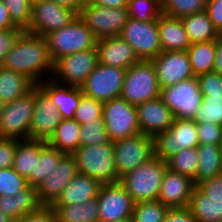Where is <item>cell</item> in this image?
<instances>
[{
    "instance_id": "obj_1",
    "label": "cell",
    "mask_w": 222,
    "mask_h": 222,
    "mask_svg": "<svg viewBox=\"0 0 222 222\" xmlns=\"http://www.w3.org/2000/svg\"><path fill=\"white\" fill-rule=\"evenodd\" d=\"M53 63L45 37L24 30L1 65L24 74L38 85L51 78Z\"/></svg>"
},
{
    "instance_id": "obj_2",
    "label": "cell",
    "mask_w": 222,
    "mask_h": 222,
    "mask_svg": "<svg viewBox=\"0 0 222 222\" xmlns=\"http://www.w3.org/2000/svg\"><path fill=\"white\" fill-rule=\"evenodd\" d=\"M166 169L167 163L154 156L120 177L119 183L130 194L134 203L156 201Z\"/></svg>"
},
{
    "instance_id": "obj_3",
    "label": "cell",
    "mask_w": 222,
    "mask_h": 222,
    "mask_svg": "<svg viewBox=\"0 0 222 222\" xmlns=\"http://www.w3.org/2000/svg\"><path fill=\"white\" fill-rule=\"evenodd\" d=\"M72 156L75 158L78 173L93 177L101 184L120 182L112 142L80 146Z\"/></svg>"
},
{
    "instance_id": "obj_4",
    "label": "cell",
    "mask_w": 222,
    "mask_h": 222,
    "mask_svg": "<svg viewBox=\"0 0 222 222\" xmlns=\"http://www.w3.org/2000/svg\"><path fill=\"white\" fill-rule=\"evenodd\" d=\"M44 37L53 62L76 52L95 49L98 40L79 15L67 26Z\"/></svg>"
},
{
    "instance_id": "obj_5",
    "label": "cell",
    "mask_w": 222,
    "mask_h": 222,
    "mask_svg": "<svg viewBox=\"0 0 222 222\" xmlns=\"http://www.w3.org/2000/svg\"><path fill=\"white\" fill-rule=\"evenodd\" d=\"M160 85L151 60H140L126 69L120 97L134 106L160 97Z\"/></svg>"
},
{
    "instance_id": "obj_6",
    "label": "cell",
    "mask_w": 222,
    "mask_h": 222,
    "mask_svg": "<svg viewBox=\"0 0 222 222\" xmlns=\"http://www.w3.org/2000/svg\"><path fill=\"white\" fill-rule=\"evenodd\" d=\"M35 106V86L25 95L6 103L0 117V138L30 139Z\"/></svg>"
},
{
    "instance_id": "obj_7",
    "label": "cell",
    "mask_w": 222,
    "mask_h": 222,
    "mask_svg": "<svg viewBox=\"0 0 222 222\" xmlns=\"http://www.w3.org/2000/svg\"><path fill=\"white\" fill-rule=\"evenodd\" d=\"M198 145L197 123L194 120L175 118L168 130L154 137L155 156L165 162L180 150L197 148Z\"/></svg>"
},
{
    "instance_id": "obj_8",
    "label": "cell",
    "mask_w": 222,
    "mask_h": 222,
    "mask_svg": "<svg viewBox=\"0 0 222 222\" xmlns=\"http://www.w3.org/2000/svg\"><path fill=\"white\" fill-rule=\"evenodd\" d=\"M160 98L172 111L174 118L194 120L202 104L203 95L195 76L161 88Z\"/></svg>"
},
{
    "instance_id": "obj_9",
    "label": "cell",
    "mask_w": 222,
    "mask_h": 222,
    "mask_svg": "<svg viewBox=\"0 0 222 222\" xmlns=\"http://www.w3.org/2000/svg\"><path fill=\"white\" fill-rule=\"evenodd\" d=\"M102 118L111 142L140 133L136 107L121 97L103 104Z\"/></svg>"
},
{
    "instance_id": "obj_10",
    "label": "cell",
    "mask_w": 222,
    "mask_h": 222,
    "mask_svg": "<svg viewBox=\"0 0 222 222\" xmlns=\"http://www.w3.org/2000/svg\"><path fill=\"white\" fill-rule=\"evenodd\" d=\"M112 143L119 177L155 156L154 137L141 132Z\"/></svg>"
},
{
    "instance_id": "obj_11",
    "label": "cell",
    "mask_w": 222,
    "mask_h": 222,
    "mask_svg": "<svg viewBox=\"0 0 222 222\" xmlns=\"http://www.w3.org/2000/svg\"><path fill=\"white\" fill-rule=\"evenodd\" d=\"M79 16L97 39L119 36L129 19L127 7H103L89 4L87 1Z\"/></svg>"
},
{
    "instance_id": "obj_12",
    "label": "cell",
    "mask_w": 222,
    "mask_h": 222,
    "mask_svg": "<svg viewBox=\"0 0 222 222\" xmlns=\"http://www.w3.org/2000/svg\"><path fill=\"white\" fill-rule=\"evenodd\" d=\"M126 69L98 63L80 86L82 93L102 103L120 97Z\"/></svg>"
},
{
    "instance_id": "obj_13",
    "label": "cell",
    "mask_w": 222,
    "mask_h": 222,
    "mask_svg": "<svg viewBox=\"0 0 222 222\" xmlns=\"http://www.w3.org/2000/svg\"><path fill=\"white\" fill-rule=\"evenodd\" d=\"M98 64L97 49L76 52L54 61L51 79L80 87Z\"/></svg>"
},
{
    "instance_id": "obj_14",
    "label": "cell",
    "mask_w": 222,
    "mask_h": 222,
    "mask_svg": "<svg viewBox=\"0 0 222 222\" xmlns=\"http://www.w3.org/2000/svg\"><path fill=\"white\" fill-rule=\"evenodd\" d=\"M119 36L132 46L140 60H151L162 52L158 20L139 21L129 18Z\"/></svg>"
},
{
    "instance_id": "obj_15",
    "label": "cell",
    "mask_w": 222,
    "mask_h": 222,
    "mask_svg": "<svg viewBox=\"0 0 222 222\" xmlns=\"http://www.w3.org/2000/svg\"><path fill=\"white\" fill-rule=\"evenodd\" d=\"M79 14L52 0H40L31 5L29 33L45 36L67 26Z\"/></svg>"
},
{
    "instance_id": "obj_16",
    "label": "cell",
    "mask_w": 222,
    "mask_h": 222,
    "mask_svg": "<svg viewBox=\"0 0 222 222\" xmlns=\"http://www.w3.org/2000/svg\"><path fill=\"white\" fill-rule=\"evenodd\" d=\"M97 201L99 222H115L132 217L135 203L120 183L102 184Z\"/></svg>"
},
{
    "instance_id": "obj_17",
    "label": "cell",
    "mask_w": 222,
    "mask_h": 222,
    "mask_svg": "<svg viewBox=\"0 0 222 222\" xmlns=\"http://www.w3.org/2000/svg\"><path fill=\"white\" fill-rule=\"evenodd\" d=\"M160 88L195 77L186 51H162L151 59Z\"/></svg>"
},
{
    "instance_id": "obj_18",
    "label": "cell",
    "mask_w": 222,
    "mask_h": 222,
    "mask_svg": "<svg viewBox=\"0 0 222 222\" xmlns=\"http://www.w3.org/2000/svg\"><path fill=\"white\" fill-rule=\"evenodd\" d=\"M62 117L49 96L35 85V106L30 124V139L47 141Z\"/></svg>"
},
{
    "instance_id": "obj_19",
    "label": "cell",
    "mask_w": 222,
    "mask_h": 222,
    "mask_svg": "<svg viewBox=\"0 0 222 222\" xmlns=\"http://www.w3.org/2000/svg\"><path fill=\"white\" fill-rule=\"evenodd\" d=\"M77 173L75 158L72 155H65L58 166L37 186L36 191L40 203L43 206H51Z\"/></svg>"
},
{
    "instance_id": "obj_20",
    "label": "cell",
    "mask_w": 222,
    "mask_h": 222,
    "mask_svg": "<svg viewBox=\"0 0 222 222\" xmlns=\"http://www.w3.org/2000/svg\"><path fill=\"white\" fill-rule=\"evenodd\" d=\"M136 107L140 132L155 137L168 130L174 121L172 111L160 97L138 104Z\"/></svg>"
},
{
    "instance_id": "obj_21",
    "label": "cell",
    "mask_w": 222,
    "mask_h": 222,
    "mask_svg": "<svg viewBox=\"0 0 222 222\" xmlns=\"http://www.w3.org/2000/svg\"><path fill=\"white\" fill-rule=\"evenodd\" d=\"M194 187L193 180L167 168L160 186L158 201L168 208L188 207Z\"/></svg>"
},
{
    "instance_id": "obj_22",
    "label": "cell",
    "mask_w": 222,
    "mask_h": 222,
    "mask_svg": "<svg viewBox=\"0 0 222 222\" xmlns=\"http://www.w3.org/2000/svg\"><path fill=\"white\" fill-rule=\"evenodd\" d=\"M98 63L128 69L140 59L132 46L120 36L97 40Z\"/></svg>"
},
{
    "instance_id": "obj_23",
    "label": "cell",
    "mask_w": 222,
    "mask_h": 222,
    "mask_svg": "<svg viewBox=\"0 0 222 222\" xmlns=\"http://www.w3.org/2000/svg\"><path fill=\"white\" fill-rule=\"evenodd\" d=\"M38 86L49 96L62 119H74L82 91L80 87L62 84L48 78Z\"/></svg>"
},
{
    "instance_id": "obj_24",
    "label": "cell",
    "mask_w": 222,
    "mask_h": 222,
    "mask_svg": "<svg viewBox=\"0 0 222 222\" xmlns=\"http://www.w3.org/2000/svg\"><path fill=\"white\" fill-rule=\"evenodd\" d=\"M101 183L93 177L77 173L52 205L86 203L97 198Z\"/></svg>"
},
{
    "instance_id": "obj_25",
    "label": "cell",
    "mask_w": 222,
    "mask_h": 222,
    "mask_svg": "<svg viewBox=\"0 0 222 222\" xmlns=\"http://www.w3.org/2000/svg\"><path fill=\"white\" fill-rule=\"evenodd\" d=\"M158 31L162 51H186L191 45L181 18L162 14L158 19Z\"/></svg>"
},
{
    "instance_id": "obj_26",
    "label": "cell",
    "mask_w": 222,
    "mask_h": 222,
    "mask_svg": "<svg viewBox=\"0 0 222 222\" xmlns=\"http://www.w3.org/2000/svg\"><path fill=\"white\" fill-rule=\"evenodd\" d=\"M42 206L37 196L36 187L29 185L14 196H0V211L14 221L38 211Z\"/></svg>"
},
{
    "instance_id": "obj_27",
    "label": "cell",
    "mask_w": 222,
    "mask_h": 222,
    "mask_svg": "<svg viewBox=\"0 0 222 222\" xmlns=\"http://www.w3.org/2000/svg\"><path fill=\"white\" fill-rule=\"evenodd\" d=\"M35 84L24 74L0 65V100L5 104L28 93Z\"/></svg>"
},
{
    "instance_id": "obj_28",
    "label": "cell",
    "mask_w": 222,
    "mask_h": 222,
    "mask_svg": "<svg viewBox=\"0 0 222 222\" xmlns=\"http://www.w3.org/2000/svg\"><path fill=\"white\" fill-rule=\"evenodd\" d=\"M80 129L81 125L75 119H62L46 142L66 155H72L79 148Z\"/></svg>"
},
{
    "instance_id": "obj_29",
    "label": "cell",
    "mask_w": 222,
    "mask_h": 222,
    "mask_svg": "<svg viewBox=\"0 0 222 222\" xmlns=\"http://www.w3.org/2000/svg\"><path fill=\"white\" fill-rule=\"evenodd\" d=\"M56 222H99L97 198L86 203L51 205Z\"/></svg>"
},
{
    "instance_id": "obj_30",
    "label": "cell",
    "mask_w": 222,
    "mask_h": 222,
    "mask_svg": "<svg viewBox=\"0 0 222 222\" xmlns=\"http://www.w3.org/2000/svg\"><path fill=\"white\" fill-rule=\"evenodd\" d=\"M46 144L45 140H18L12 168L27 178L34 173L35 160H38L40 152Z\"/></svg>"
},
{
    "instance_id": "obj_31",
    "label": "cell",
    "mask_w": 222,
    "mask_h": 222,
    "mask_svg": "<svg viewBox=\"0 0 222 222\" xmlns=\"http://www.w3.org/2000/svg\"><path fill=\"white\" fill-rule=\"evenodd\" d=\"M181 21L191 43L216 40L221 36L206 11L183 16Z\"/></svg>"
},
{
    "instance_id": "obj_32",
    "label": "cell",
    "mask_w": 222,
    "mask_h": 222,
    "mask_svg": "<svg viewBox=\"0 0 222 222\" xmlns=\"http://www.w3.org/2000/svg\"><path fill=\"white\" fill-rule=\"evenodd\" d=\"M198 169L195 177V186L206 179L222 173V156L219 145H198Z\"/></svg>"
},
{
    "instance_id": "obj_33",
    "label": "cell",
    "mask_w": 222,
    "mask_h": 222,
    "mask_svg": "<svg viewBox=\"0 0 222 222\" xmlns=\"http://www.w3.org/2000/svg\"><path fill=\"white\" fill-rule=\"evenodd\" d=\"M188 209L196 222H222V203L213 202L196 186L193 188Z\"/></svg>"
},
{
    "instance_id": "obj_34",
    "label": "cell",
    "mask_w": 222,
    "mask_h": 222,
    "mask_svg": "<svg viewBox=\"0 0 222 222\" xmlns=\"http://www.w3.org/2000/svg\"><path fill=\"white\" fill-rule=\"evenodd\" d=\"M216 40L191 43L186 50L193 74L210 73L214 68Z\"/></svg>"
},
{
    "instance_id": "obj_35",
    "label": "cell",
    "mask_w": 222,
    "mask_h": 222,
    "mask_svg": "<svg viewBox=\"0 0 222 222\" xmlns=\"http://www.w3.org/2000/svg\"><path fill=\"white\" fill-rule=\"evenodd\" d=\"M66 154L58 149L46 144L35 160L34 173H31L26 179L29 186H39L51 171L58 166L61 159Z\"/></svg>"
},
{
    "instance_id": "obj_36",
    "label": "cell",
    "mask_w": 222,
    "mask_h": 222,
    "mask_svg": "<svg viewBox=\"0 0 222 222\" xmlns=\"http://www.w3.org/2000/svg\"><path fill=\"white\" fill-rule=\"evenodd\" d=\"M198 161L199 154L197 149L189 148L180 150L176 155L169 158L166 163L169 170L190 178L195 184Z\"/></svg>"
},
{
    "instance_id": "obj_37",
    "label": "cell",
    "mask_w": 222,
    "mask_h": 222,
    "mask_svg": "<svg viewBox=\"0 0 222 222\" xmlns=\"http://www.w3.org/2000/svg\"><path fill=\"white\" fill-rule=\"evenodd\" d=\"M207 0H161L163 15L181 18L205 11Z\"/></svg>"
},
{
    "instance_id": "obj_38",
    "label": "cell",
    "mask_w": 222,
    "mask_h": 222,
    "mask_svg": "<svg viewBox=\"0 0 222 222\" xmlns=\"http://www.w3.org/2000/svg\"><path fill=\"white\" fill-rule=\"evenodd\" d=\"M169 208L160 201H146L134 204L133 222H164Z\"/></svg>"
},
{
    "instance_id": "obj_39",
    "label": "cell",
    "mask_w": 222,
    "mask_h": 222,
    "mask_svg": "<svg viewBox=\"0 0 222 222\" xmlns=\"http://www.w3.org/2000/svg\"><path fill=\"white\" fill-rule=\"evenodd\" d=\"M127 11L129 18L139 21L158 20L162 15L161 0H129Z\"/></svg>"
},
{
    "instance_id": "obj_40",
    "label": "cell",
    "mask_w": 222,
    "mask_h": 222,
    "mask_svg": "<svg viewBox=\"0 0 222 222\" xmlns=\"http://www.w3.org/2000/svg\"><path fill=\"white\" fill-rule=\"evenodd\" d=\"M194 121L222 126V97H203Z\"/></svg>"
},
{
    "instance_id": "obj_41",
    "label": "cell",
    "mask_w": 222,
    "mask_h": 222,
    "mask_svg": "<svg viewBox=\"0 0 222 222\" xmlns=\"http://www.w3.org/2000/svg\"><path fill=\"white\" fill-rule=\"evenodd\" d=\"M110 142L104 121H91L81 125L79 147Z\"/></svg>"
},
{
    "instance_id": "obj_42",
    "label": "cell",
    "mask_w": 222,
    "mask_h": 222,
    "mask_svg": "<svg viewBox=\"0 0 222 222\" xmlns=\"http://www.w3.org/2000/svg\"><path fill=\"white\" fill-rule=\"evenodd\" d=\"M103 104L104 103L82 93L74 119L80 125L91 121H103Z\"/></svg>"
},
{
    "instance_id": "obj_43",
    "label": "cell",
    "mask_w": 222,
    "mask_h": 222,
    "mask_svg": "<svg viewBox=\"0 0 222 222\" xmlns=\"http://www.w3.org/2000/svg\"><path fill=\"white\" fill-rule=\"evenodd\" d=\"M9 12L11 21L27 30L31 20V3L28 0H2Z\"/></svg>"
},
{
    "instance_id": "obj_44",
    "label": "cell",
    "mask_w": 222,
    "mask_h": 222,
    "mask_svg": "<svg viewBox=\"0 0 222 222\" xmlns=\"http://www.w3.org/2000/svg\"><path fill=\"white\" fill-rule=\"evenodd\" d=\"M27 186V179L12 167L0 170V196H14Z\"/></svg>"
},
{
    "instance_id": "obj_45",
    "label": "cell",
    "mask_w": 222,
    "mask_h": 222,
    "mask_svg": "<svg viewBox=\"0 0 222 222\" xmlns=\"http://www.w3.org/2000/svg\"><path fill=\"white\" fill-rule=\"evenodd\" d=\"M203 97H222V75L210 72L197 76Z\"/></svg>"
},
{
    "instance_id": "obj_46",
    "label": "cell",
    "mask_w": 222,
    "mask_h": 222,
    "mask_svg": "<svg viewBox=\"0 0 222 222\" xmlns=\"http://www.w3.org/2000/svg\"><path fill=\"white\" fill-rule=\"evenodd\" d=\"M197 133L199 145H221L222 144V126L209 123H197Z\"/></svg>"
},
{
    "instance_id": "obj_47",
    "label": "cell",
    "mask_w": 222,
    "mask_h": 222,
    "mask_svg": "<svg viewBox=\"0 0 222 222\" xmlns=\"http://www.w3.org/2000/svg\"><path fill=\"white\" fill-rule=\"evenodd\" d=\"M196 187L213 202L222 203V173L198 183Z\"/></svg>"
},
{
    "instance_id": "obj_48",
    "label": "cell",
    "mask_w": 222,
    "mask_h": 222,
    "mask_svg": "<svg viewBox=\"0 0 222 222\" xmlns=\"http://www.w3.org/2000/svg\"><path fill=\"white\" fill-rule=\"evenodd\" d=\"M17 141V139L0 138V170L13 166Z\"/></svg>"
},
{
    "instance_id": "obj_49",
    "label": "cell",
    "mask_w": 222,
    "mask_h": 222,
    "mask_svg": "<svg viewBox=\"0 0 222 222\" xmlns=\"http://www.w3.org/2000/svg\"><path fill=\"white\" fill-rule=\"evenodd\" d=\"M23 31L20 27L0 30V65Z\"/></svg>"
},
{
    "instance_id": "obj_50",
    "label": "cell",
    "mask_w": 222,
    "mask_h": 222,
    "mask_svg": "<svg viewBox=\"0 0 222 222\" xmlns=\"http://www.w3.org/2000/svg\"><path fill=\"white\" fill-rule=\"evenodd\" d=\"M205 11L215 29L222 36V0H207Z\"/></svg>"
},
{
    "instance_id": "obj_51",
    "label": "cell",
    "mask_w": 222,
    "mask_h": 222,
    "mask_svg": "<svg viewBox=\"0 0 222 222\" xmlns=\"http://www.w3.org/2000/svg\"><path fill=\"white\" fill-rule=\"evenodd\" d=\"M14 222H56V217L50 206H42L38 211L20 217Z\"/></svg>"
},
{
    "instance_id": "obj_52",
    "label": "cell",
    "mask_w": 222,
    "mask_h": 222,
    "mask_svg": "<svg viewBox=\"0 0 222 222\" xmlns=\"http://www.w3.org/2000/svg\"><path fill=\"white\" fill-rule=\"evenodd\" d=\"M164 222H196L188 207L169 208Z\"/></svg>"
},
{
    "instance_id": "obj_53",
    "label": "cell",
    "mask_w": 222,
    "mask_h": 222,
    "mask_svg": "<svg viewBox=\"0 0 222 222\" xmlns=\"http://www.w3.org/2000/svg\"><path fill=\"white\" fill-rule=\"evenodd\" d=\"M17 27L10 19L9 12L2 0H0V30Z\"/></svg>"
},
{
    "instance_id": "obj_54",
    "label": "cell",
    "mask_w": 222,
    "mask_h": 222,
    "mask_svg": "<svg viewBox=\"0 0 222 222\" xmlns=\"http://www.w3.org/2000/svg\"><path fill=\"white\" fill-rule=\"evenodd\" d=\"M212 72L222 75V36L216 39L215 60Z\"/></svg>"
},
{
    "instance_id": "obj_55",
    "label": "cell",
    "mask_w": 222,
    "mask_h": 222,
    "mask_svg": "<svg viewBox=\"0 0 222 222\" xmlns=\"http://www.w3.org/2000/svg\"><path fill=\"white\" fill-rule=\"evenodd\" d=\"M89 4L103 6V7H114L123 8L127 7L129 0H86Z\"/></svg>"
},
{
    "instance_id": "obj_56",
    "label": "cell",
    "mask_w": 222,
    "mask_h": 222,
    "mask_svg": "<svg viewBox=\"0 0 222 222\" xmlns=\"http://www.w3.org/2000/svg\"><path fill=\"white\" fill-rule=\"evenodd\" d=\"M52 1H54L59 5L71 8L75 10L78 14L86 2V0H52Z\"/></svg>"
},
{
    "instance_id": "obj_57",
    "label": "cell",
    "mask_w": 222,
    "mask_h": 222,
    "mask_svg": "<svg viewBox=\"0 0 222 222\" xmlns=\"http://www.w3.org/2000/svg\"><path fill=\"white\" fill-rule=\"evenodd\" d=\"M0 222H14V220L0 211Z\"/></svg>"
},
{
    "instance_id": "obj_58",
    "label": "cell",
    "mask_w": 222,
    "mask_h": 222,
    "mask_svg": "<svg viewBox=\"0 0 222 222\" xmlns=\"http://www.w3.org/2000/svg\"><path fill=\"white\" fill-rule=\"evenodd\" d=\"M115 222H133V219H132V217H127L125 219L118 220V221H115Z\"/></svg>"
},
{
    "instance_id": "obj_59",
    "label": "cell",
    "mask_w": 222,
    "mask_h": 222,
    "mask_svg": "<svg viewBox=\"0 0 222 222\" xmlns=\"http://www.w3.org/2000/svg\"><path fill=\"white\" fill-rule=\"evenodd\" d=\"M4 106H5V103L2 100H0V117H1V114L4 110Z\"/></svg>"
},
{
    "instance_id": "obj_60",
    "label": "cell",
    "mask_w": 222,
    "mask_h": 222,
    "mask_svg": "<svg viewBox=\"0 0 222 222\" xmlns=\"http://www.w3.org/2000/svg\"><path fill=\"white\" fill-rule=\"evenodd\" d=\"M31 4H34L35 2L37 1H40V0H28Z\"/></svg>"
}]
</instances>
